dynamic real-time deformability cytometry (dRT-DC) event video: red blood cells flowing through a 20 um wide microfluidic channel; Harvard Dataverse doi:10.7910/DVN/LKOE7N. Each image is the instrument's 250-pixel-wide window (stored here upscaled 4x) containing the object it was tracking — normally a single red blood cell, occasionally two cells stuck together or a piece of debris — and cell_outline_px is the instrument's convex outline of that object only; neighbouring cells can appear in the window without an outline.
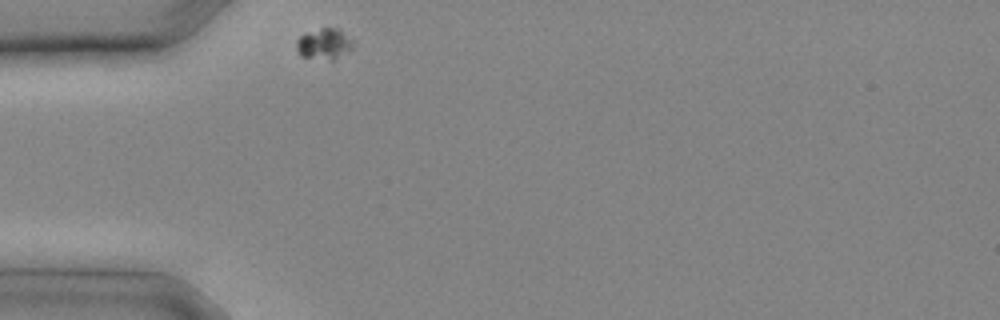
{"species": "common noctule bat (a hibernating species)", "species_latin": "Nyctalus noctula", "temperature_condition": "cold", "stored_images_in_passage": 16, "camera_frame_rate_fps": 3000, "um_per_image_px": 0.085, "animal": {"sex": "male", "body_mass_g": 20.4}, "frame": {"image": 1, "passage_image": 1, "time_ms": 0.0, "image_size_px": [1000, 320], "cell_outline_px": [[352, 48], [348, 52], [332, 60], [300, 56], [296, 48], [296, 40], [300, 36], [308, 32], [320, 28], [336, 28], [352, 40]], "centroid_in_image_um": [27.52, 3.74], "position_along_channel_um": 57.5, "area_um2": 10.0}}